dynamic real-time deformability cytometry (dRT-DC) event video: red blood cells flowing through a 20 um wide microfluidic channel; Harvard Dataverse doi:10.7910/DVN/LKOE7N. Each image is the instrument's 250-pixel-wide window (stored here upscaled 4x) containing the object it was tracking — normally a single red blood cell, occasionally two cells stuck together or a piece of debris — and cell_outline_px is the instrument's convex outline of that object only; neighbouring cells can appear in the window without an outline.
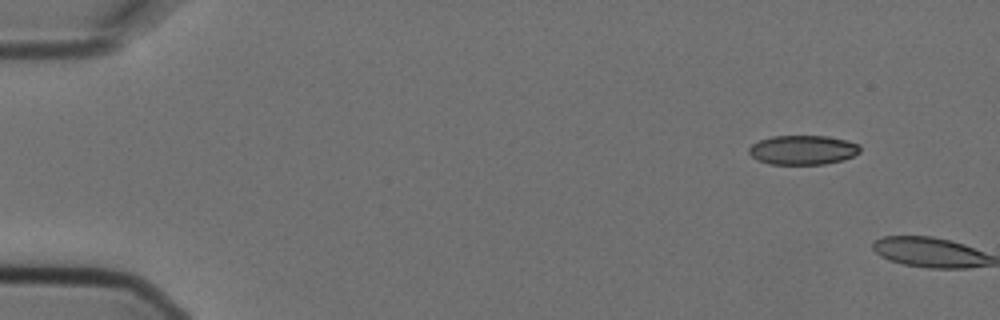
{"species": "Egyptian fruit bat (a non-hibernating species)", "species_latin": "Rousettus aegyptiacus", "temperature_condition": "cold", "stored_images_in_passage": 2, "camera_frame_rate_fps": 3000, "um_per_image_px": 0.085, "animal": {"sex": "female"}, "frame": {"image": 1, "passage_image": 1, "time_ms": 0.0, "image_size_px": [1000, 320], "cell_outline_px": [[860, 152], [844, 160], [824, 164], [768, 164], [756, 160], [748, 152], [748, 148], [752, 144], [760, 140], [772, 136], [828, 136], [848, 140], [860, 144]], "centroid_in_image_um": [68.25, 12.74], "position_along_channel_um": 16.8, "area_um2": 19.19}}